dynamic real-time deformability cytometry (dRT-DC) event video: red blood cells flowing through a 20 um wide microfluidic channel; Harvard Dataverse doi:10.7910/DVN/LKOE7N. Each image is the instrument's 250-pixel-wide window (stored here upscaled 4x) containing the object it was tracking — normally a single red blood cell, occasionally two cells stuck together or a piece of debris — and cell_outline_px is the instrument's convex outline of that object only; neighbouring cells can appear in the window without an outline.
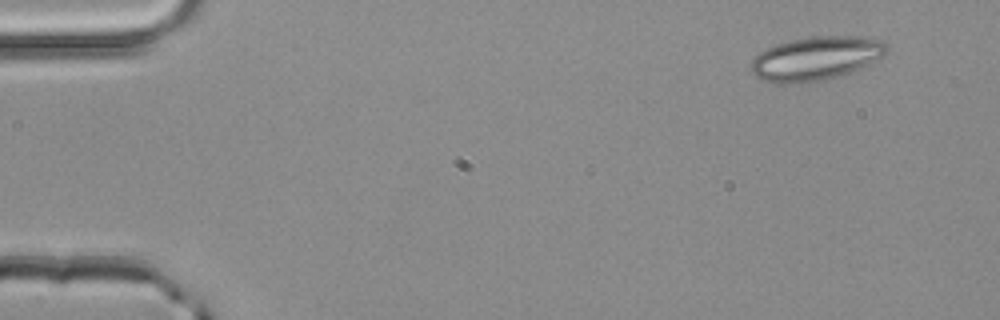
{"species": "common noctule bat (a hibernating species)", "species_latin": "Nyctalus noctula", "temperature_condition": "room temperature", "stored_images_in_passage": 3, "camera_frame_rate_fps": 3000, "um_per_image_px": 0.085, "animal": {"sex": "male", "body_mass_g": 20.4}, "frame": {"image": 1, "passage_image": 1, "time_ms": 0.0, "image_size_px": [1000, 320], "cell_outline_px": [[888, 52], [884, 56], [868, 64], [848, 72], [836, 76], [820, 80], [800, 84], [772, 84], [756, 76], [752, 72], [748, 64], [760, 52], [776, 44], [792, 40], [812, 36], [856, 36], [884, 40], [888, 44]], "centroid_in_image_um": [69.34, 4.97], "position_along_channel_um": 15.7, "area_um2": 34.68}}